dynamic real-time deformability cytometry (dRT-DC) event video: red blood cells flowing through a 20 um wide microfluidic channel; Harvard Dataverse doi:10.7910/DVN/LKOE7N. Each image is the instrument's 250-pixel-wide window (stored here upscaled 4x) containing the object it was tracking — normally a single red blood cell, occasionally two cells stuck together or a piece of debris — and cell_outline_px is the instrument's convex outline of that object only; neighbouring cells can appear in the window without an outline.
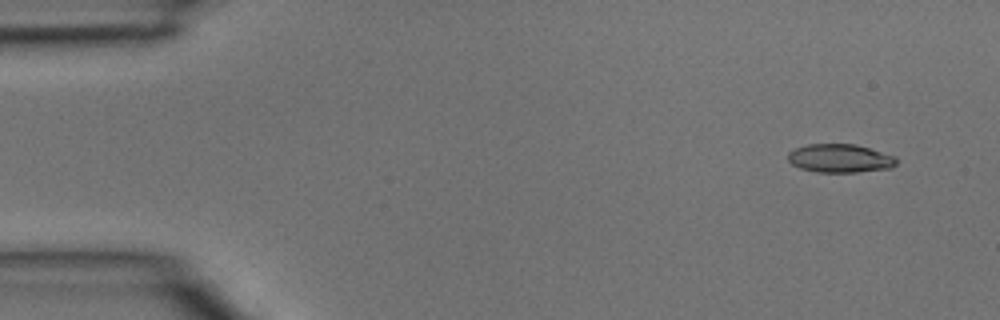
{"species": "common noctule bat (a hibernating species)", "species_latin": "Nyctalus noctula", "temperature_condition": "room temperature", "stored_images_in_passage": 4, "segment_of_instrument_passage": [1, 2], "camera_frame_rate_fps": 3000, "um_per_image_px": 0.085, "animal": {"sex": "male", "body_mass_g": 15.6}, "frame": {"image": 1, "passage_image": 1, "time_ms": 0.0, "image_size_px": [1000, 320], "cell_outline_px": [[896, 164], [892, 168], [856, 172], [816, 172], [800, 168], [792, 164], [788, 160], [788, 152], [796, 148], [808, 144], [856, 144], [896, 156]], "centroid_in_image_um": [71.41, 13.46], "position_along_channel_um": 13.6, "area_um2": 18.03}}